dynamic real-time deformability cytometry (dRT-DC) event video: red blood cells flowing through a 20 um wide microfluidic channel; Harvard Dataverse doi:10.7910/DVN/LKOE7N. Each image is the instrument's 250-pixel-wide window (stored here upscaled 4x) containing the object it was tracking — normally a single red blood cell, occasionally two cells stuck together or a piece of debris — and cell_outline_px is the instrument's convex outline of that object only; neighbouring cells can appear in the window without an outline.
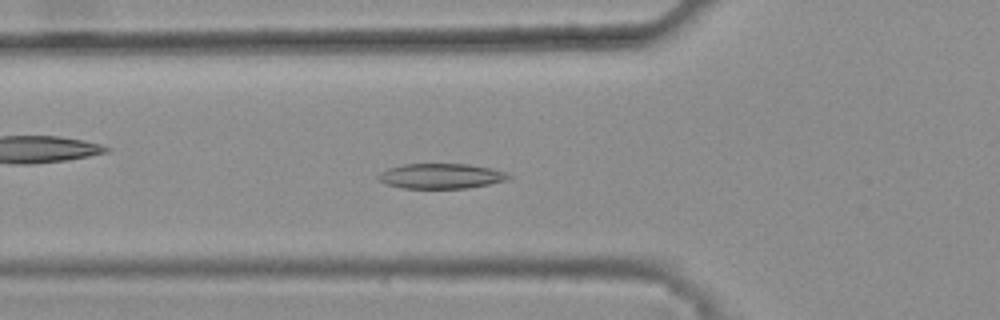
{"species": "common noctule bat (a hibernating species)", "species_latin": "Nyctalus noctula", "temperature_condition": "warm", "stored_images_in_passage": 30, "camera_frame_rate_fps": 3000, "um_per_image_px": 0.085, "animal": {"sex": "female", "body_mass_g": 25.1}, "frame": {"image": 1, "passage_image": 4, "time_ms": 1.0, "image_size_px": [1000, 320], "cell_outline_px": [[512, 176], [508, 180], [468, 188], [400, 188], [376, 180], [376, 176], [380, 172], [388, 168], [404, 164], [468, 164], [492, 168], [504, 172]], "centroid_in_image_um": [37.46, 14.96], "position_along_channel_um": 88.3, "area_um2": 19.13}}
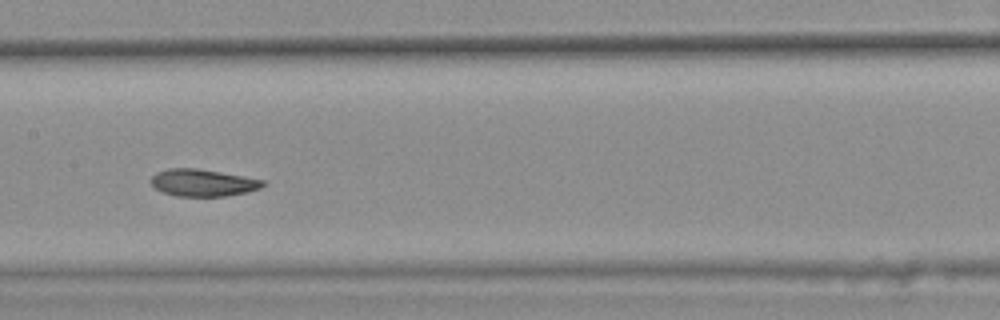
{"frame": {"image": 2, "passage_image": 12, "time_ms": 3.667, "image_size_px": [1000, 320], "cell_outline_px": [[264, 184], [260, 188], [244, 192], [224, 196], [176, 196], [164, 192], [156, 188], [148, 180], [156, 172], [168, 168], [196, 168], [244, 176], [264, 180]], "centroid_in_image_um": [17.19, 15.52], "position_along_channel_um": 190.2, "area_um2": 17.51}}
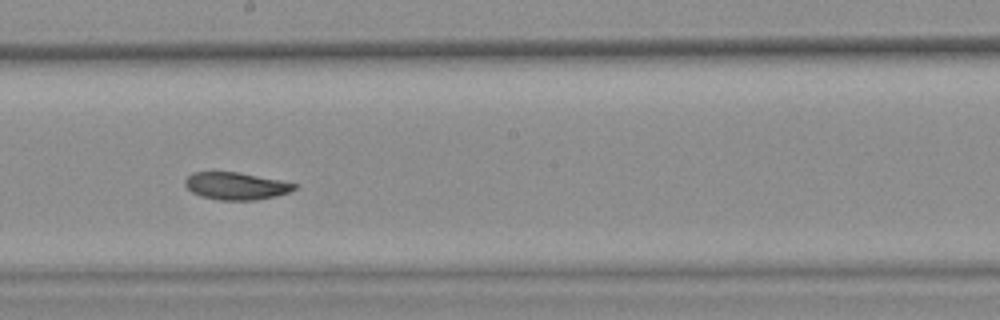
{"frame": {"image": 3, "passage_image": 15, "time_ms": 4.667, "image_size_px": [1000, 320], "cell_outline_px": [[296, 188], [288, 192], [276, 196], [256, 200], [216, 200], [200, 196], [192, 192], [184, 184], [184, 180], [192, 172], [240, 172], [280, 180], [296, 184]], "centroid_in_image_um": [20.03, 15.81], "position_along_channel_um": 228.2, "area_um2": 17.46}, "authors_computed_cell_mechanics": {"area_um2": 18.2937, "velocity_mm_per_s": 3.8136, "shape_relaxation_time_tau1_ms": 6.4822, "shape_relaxation_time_tau2_ms": 3.608, "deformation_change_tau1": 0.1444, "deformation_change_tau2": 0.0735}}